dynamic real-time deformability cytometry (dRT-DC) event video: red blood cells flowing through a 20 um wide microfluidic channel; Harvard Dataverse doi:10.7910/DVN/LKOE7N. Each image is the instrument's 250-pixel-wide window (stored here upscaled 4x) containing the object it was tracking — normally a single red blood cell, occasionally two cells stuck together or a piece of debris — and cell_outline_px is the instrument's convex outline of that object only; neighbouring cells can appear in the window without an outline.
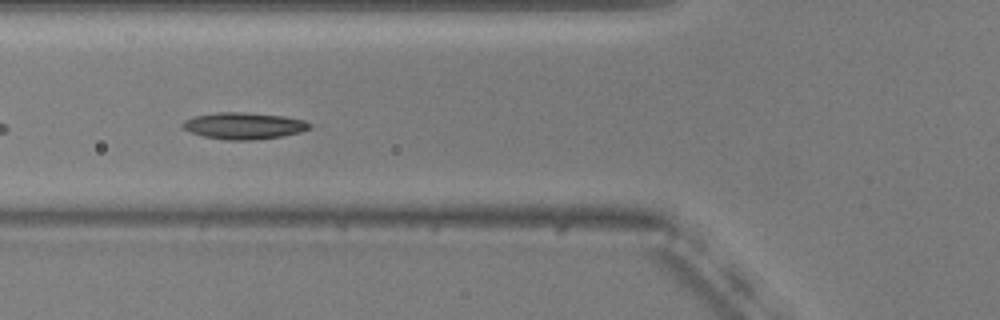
{"species": "common noctule bat (a hibernating species)", "species_latin": "Nyctalus noctula", "temperature_condition": "warm", "stored_images_in_passage": 39, "camera_frame_rate_fps": 3000, "um_per_image_px": 0.085, "animal": {"sex": "male", "body_mass_g": 20.5, "forearm_length_mm": 52.5}, "frame": {"image": 1, "passage_image": 6, "time_ms": 1.667, "image_size_px": [1000, 320], "cell_outline_px": [[312, 124], [308, 128], [300, 132], [280, 136], [252, 140], [228, 140], [204, 136], [180, 128], [180, 124], [184, 120], [196, 116], [216, 112], [244, 112], [284, 116], [304, 120]], "centroid_in_image_um": [20.69, 10.68], "position_along_channel_um": 105.1, "area_um2": 19.59}}
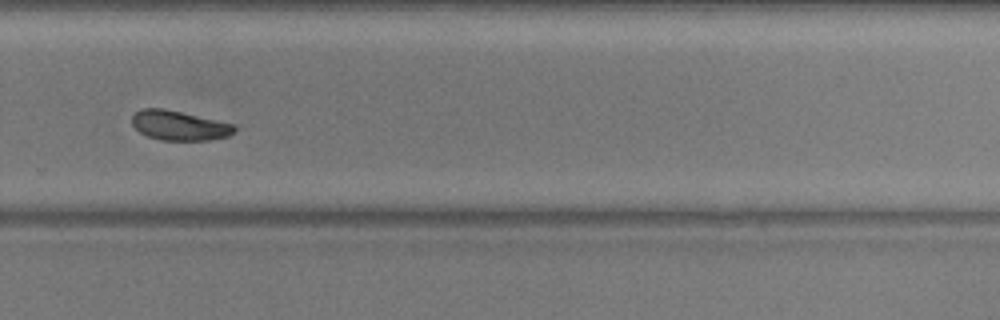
{"frame": {"image": 2, "passage_image": 23, "time_ms": 7.333, "image_size_px": [1000, 320], "cell_outline_px": [[236, 128], [228, 136], [208, 140], [160, 140], [148, 136], [140, 132], [132, 124], [132, 116], [140, 108], [160, 108], [180, 112], [236, 124]], "centroid_in_image_um": [15.23, 10.67], "position_along_channel_um": 314.6, "area_um2": 17.51}, "authors_computed_cell_mechanics": {"area_um2": 18.207, "velocity_mm_per_s": 3.6974, "shape_relaxation_time_tau1_ms": 4.7784, "shape_relaxation_time_tau2_ms": 3.8662, "deformation_change_tau1": 0.1228, "deformation_change_tau2": 0.0815}}